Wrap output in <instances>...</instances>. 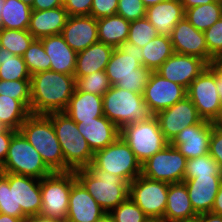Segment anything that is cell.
<instances>
[{
  "instance_id": "1",
  "label": "cell",
  "mask_w": 222,
  "mask_h": 222,
  "mask_svg": "<svg viewBox=\"0 0 222 222\" xmlns=\"http://www.w3.org/2000/svg\"><path fill=\"white\" fill-rule=\"evenodd\" d=\"M74 75L52 70L35 73L31 76L30 113L48 115L64 112L76 89Z\"/></svg>"
},
{
  "instance_id": "2",
  "label": "cell",
  "mask_w": 222,
  "mask_h": 222,
  "mask_svg": "<svg viewBox=\"0 0 222 222\" xmlns=\"http://www.w3.org/2000/svg\"><path fill=\"white\" fill-rule=\"evenodd\" d=\"M105 72L112 86L138 94H143L152 73L143 66L142 48L128 40L114 48Z\"/></svg>"
},
{
  "instance_id": "3",
  "label": "cell",
  "mask_w": 222,
  "mask_h": 222,
  "mask_svg": "<svg viewBox=\"0 0 222 222\" xmlns=\"http://www.w3.org/2000/svg\"><path fill=\"white\" fill-rule=\"evenodd\" d=\"M19 131L38 151L45 164L53 172L72 171L65 164L61 145L52 121L47 115L30 114L20 126Z\"/></svg>"
},
{
  "instance_id": "4",
  "label": "cell",
  "mask_w": 222,
  "mask_h": 222,
  "mask_svg": "<svg viewBox=\"0 0 222 222\" xmlns=\"http://www.w3.org/2000/svg\"><path fill=\"white\" fill-rule=\"evenodd\" d=\"M76 179L105 212H111L129 197V183L104 170H74Z\"/></svg>"
},
{
  "instance_id": "5",
  "label": "cell",
  "mask_w": 222,
  "mask_h": 222,
  "mask_svg": "<svg viewBox=\"0 0 222 222\" xmlns=\"http://www.w3.org/2000/svg\"><path fill=\"white\" fill-rule=\"evenodd\" d=\"M47 116L52 121L55 134L61 145L65 164L72 171L90 166L94 152L79 132L77 123L65 112L51 113Z\"/></svg>"
},
{
  "instance_id": "6",
  "label": "cell",
  "mask_w": 222,
  "mask_h": 222,
  "mask_svg": "<svg viewBox=\"0 0 222 222\" xmlns=\"http://www.w3.org/2000/svg\"><path fill=\"white\" fill-rule=\"evenodd\" d=\"M102 98L104 115L119 129L131 123L145 122L154 116L142 94L113 85Z\"/></svg>"
},
{
  "instance_id": "7",
  "label": "cell",
  "mask_w": 222,
  "mask_h": 222,
  "mask_svg": "<svg viewBox=\"0 0 222 222\" xmlns=\"http://www.w3.org/2000/svg\"><path fill=\"white\" fill-rule=\"evenodd\" d=\"M88 170H104L129 184L142 173V164L124 139L119 136L112 144L94 152Z\"/></svg>"
},
{
  "instance_id": "8",
  "label": "cell",
  "mask_w": 222,
  "mask_h": 222,
  "mask_svg": "<svg viewBox=\"0 0 222 222\" xmlns=\"http://www.w3.org/2000/svg\"><path fill=\"white\" fill-rule=\"evenodd\" d=\"M0 171L30 176L40 180L53 173L38 151L20 131L13 134L7 156L0 167Z\"/></svg>"
},
{
  "instance_id": "9",
  "label": "cell",
  "mask_w": 222,
  "mask_h": 222,
  "mask_svg": "<svg viewBox=\"0 0 222 222\" xmlns=\"http://www.w3.org/2000/svg\"><path fill=\"white\" fill-rule=\"evenodd\" d=\"M74 171L53 172L40 180L41 216L66 221L71 186L76 181Z\"/></svg>"
},
{
  "instance_id": "10",
  "label": "cell",
  "mask_w": 222,
  "mask_h": 222,
  "mask_svg": "<svg viewBox=\"0 0 222 222\" xmlns=\"http://www.w3.org/2000/svg\"><path fill=\"white\" fill-rule=\"evenodd\" d=\"M120 136L141 164L169 144L161 132L158 119L155 116L145 122L123 126L120 129Z\"/></svg>"
},
{
  "instance_id": "11",
  "label": "cell",
  "mask_w": 222,
  "mask_h": 222,
  "mask_svg": "<svg viewBox=\"0 0 222 222\" xmlns=\"http://www.w3.org/2000/svg\"><path fill=\"white\" fill-rule=\"evenodd\" d=\"M187 159L170 143L142 164L144 177L168 184L184 181Z\"/></svg>"
},
{
  "instance_id": "12",
  "label": "cell",
  "mask_w": 222,
  "mask_h": 222,
  "mask_svg": "<svg viewBox=\"0 0 222 222\" xmlns=\"http://www.w3.org/2000/svg\"><path fill=\"white\" fill-rule=\"evenodd\" d=\"M169 184L139 175L129 184V197L149 218H164Z\"/></svg>"
},
{
  "instance_id": "13",
  "label": "cell",
  "mask_w": 222,
  "mask_h": 222,
  "mask_svg": "<svg viewBox=\"0 0 222 222\" xmlns=\"http://www.w3.org/2000/svg\"><path fill=\"white\" fill-rule=\"evenodd\" d=\"M187 97L203 120L214 122L221 113L222 102L217 91L216 76L208 66L192 81L187 89Z\"/></svg>"
},
{
  "instance_id": "14",
  "label": "cell",
  "mask_w": 222,
  "mask_h": 222,
  "mask_svg": "<svg viewBox=\"0 0 222 222\" xmlns=\"http://www.w3.org/2000/svg\"><path fill=\"white\" fill-rule=\"evenodd\" d=\"M142 95L145 104L155 116L184 99L187 96V89L152 71Z\"/></svg>"
},
{
  "instance_id": "15",
  "label": "cell",
  "mask_w": 222,
  "mask_h": 222,
  "mask_svg": "<svg viewBox=\"0 0 222 222\" xmlns=\"http://www.w3.org/2000/svg\"><path fill=\"white\" fill-rule=\"evenodd\" d=\"M155 117L158 119L161 132L169 143L184 128L198 124L203 120L187 96L168 109L158 112Z\"/></svg>"
},
{
  "instance_id": "16",
  "label": "cell",
  "mask_w": 222,
  "mask_h": 222,
  "mask_svg": "<svg viewBox=\"0 0 222 222\" xmlns=\"http://www.w3.org/2000/svg\"><path fill=\"white\" fill-rule=\"evenodd\" d=\"M208 64L195 56L174 53L156 72L171 82L177 83L186 89L199 76Z\"/></svg>"
},
{
  "instance_id": "17",
  "label": "cell",
  "mask_w": 222,
  "mask_h": 222,
  "mask_svg": "<svg viewBox=\"0 0 222 222\" xmlns=\"http://www.w3.org/2000/svg\"><path fill=\"white\" fill-rule=\"evenodd\" d=\"M14 184L15 211H22L27 218L39 215L42 209L40 179L1 172Z\"/></svg>"
},
{
  "instance_id": "18",
  "label": "cell",
  "mask_w": 222,
  "mask_h": 222,
  "mask_svg": "<svg viewBox=\"0 0 222 222\" xmlns=\"http://www.w3.org/2000/svg\"><path fill=\"white\" fill-rule=\"evenodd\" d=\"M212 129L213 122L202 120L198 124L184 128L170 144L186 159L204 156L209 153Z\"/></svg>"
},
{
  "instance_id": "19",
  "label": "cell",
  "mask_w": 222,
  "mask_h": 222,
  "mask_svg": "<svg viewBox=\"0 0 222 222\" xmlns=\"http://www.w3.org/2000/svg\"><path fill=\"white\" fill-rule=\"evenodd\" d=\"M175 53L198 57L209 63L205 34L184 17L173 28L170 36Z\"/></svg>"
},
{
  "instance_id": "20",
  "label": "cell",
  "mask_w": 222,
  "mask_h": 222,
  "mask_svg": "<svg viewBox=\"0 0 222 222\" xmlns=\"http://www.w3.org/2000/svg\"><path fill=\"white\" fill-rule=\"evenodd\" d=\"M61 35L76 52H81L99 42L97 19L88 16H69Z\"/></svg>"
},
{
  "instance_id": "21",
  "label": "cell",
  "mask_w": 222,
  "mask_h": 222,
  "mask_svg": "<svg viewBox=\"0 0 222 222\" xmlns=\"http://www.w3.org/2000/svg\"><path fill=\"white\" fill-rule=\"evenodd\" d=\"M104 213L102 207L76 180L69 194L66 222H97Z\"/></svg>"
},
{
  "instance_id": "22",
  "label": "cell",
  "mask_w": 222,
  "mask_h": 222,
  "mask_svg": "<svg viewBox=\"0 0 222 222\" xmlns=\"http://www.w3.org/2000/svg\"><path fill=\"white\" fill-rule=\"evenodd\" d=\"M193 210L197 215L212 210L222 176H198L184 179Z\"/></svg>"
},
{
  "instance_id": "23",
  "label": "cell",
  "mask_w": 222,
  "mask_h": 222,
  "mask_svg": "<svg viewBox=\"0 0 222 222\" xmlns=\"http://www.w3.org/2000/svg\"><path fill=\"white\" fill-rule=\"evenodd\" d=\"M77 128L93 152L107 147L120 136V129L105 115L93 120H81Z\"/></svg>"
},
{
  "instance_id": "24",
  "label": "cell",
  "mask_w": 222,
  "mask_h": 222,
  "mask_svg": "<svg viewBox=\"0 0 222 222\" xmlns=\"http://www.w3.org/2000/svg\"><path fill=\"white\" fill-rule=\"evenodd\" d=\"M69 14L64 6L46 10H32L28 31L35 39L62 33Z\"/></svg>"
},
{
  "instance_id": "25",
  "label": "cell",
  "mask_w": 222,
  "mask_h": 222,
  "mask_svg": "<svg viewBox=\"0 0 222 222\" xmlns=\"http://www.w3.org/2000/svg\"><path fill=\"white\" fill-rule=\"evenodd\" d=\"M184 17L181 0H166L146 8V18L160 35L170 37L174 26Z\"/></svg>"
},
{
  "instance_id": "26",
  "label": "cell",
  "mask_w": 222,
  "mask_h": 222,
  "mask_svg": "<svg viewBox=\"0 0 222 222\" xmlns=\"http://www.w3.org/2000/svg\"><path fill=\"white\" fill-rule=\"evenodd\" d=\"M45 52L50 57V70L74 75L77 53L65 42L64 37L51 35L40 39Z\"/></svg>"
},
{
  "instance_id": "27",
  "label": "cell",
  "mask_w": 222,
  "mask_h": 222,
  "mask_svg": "<svg viewBox=\"0 0 222 222\" xmlns=\"http://www.w3.org/2000/svg\"><path fill=\"white\" fill-rule=\"evenodd\" d=\"M114 47L97 42L77 53L74 77H82L93 72L105 71Z\"/></svg>"
},
{
  "instance_id": "28",
  "label": "cell",
  "mask_w": 222,
  "mask_h": 222,
  "mask_svg": "<svg viewBox=\"0 0 222 222\" xmlns=\"http://www.w3.org/2000/svg\"><path fill=\"white\" fill-rule=\"evenodd\" d=\"M64 112L76 123H80L81 120H93V118L104 116L103 98L75 89Z\"/></svg>"
},
{
  "instance_id": "29",
  "label": "cell",
  "mask_w": 222,
  "mask_h": 222,
  "mask_svg": "<svg viewBox=\"0 0 222 222\" xmlns=\"http://www.w3.org/2000/svg\"><path fill=\"white\" fill-rule=\"evenodd\" d=\"M196 215L185 183L180 182L169 184L164 218L169 222H174L185 218H191Z\"/></svg>"
},
{
  "instance_id": "30",
  "label": "cell",
  "mask_w": 222,
  "mask_h": 222,
  "mask_svg": "<svg viewBox=\"0 0 222 222\" xmlns=\"http://www.w3.org/2000/svg\"><path fill=\"white\" fill-rule=\"evenodd\" d=\"M99 42L118 47L128 38L130 21L122 16H114L97 19Z\"/></svg>"
},
{
  "instance_id": "31",
  "label": "cell",
  "mask_w": 222,
  "mask_h": 222,
  "mask_svg": "<svg viewBox=\"0 0 222 222\" xmlns=\"http://www.w3.org/2000/svg\"><path fill=\"white\" fill-rule=\"evenodd\" d=\"M31 13V6L21 0H4L0 13V28L28 29Z\"/></svg>"
},
{
  "instance_id": "32",
  "label": "cell",
  "mask_w": 222,
  "mask_h": 222,
  "mask_svg": "<svg viewBox=\"0 0 222 222\" xmlns=\"http://www.w3.org/2000/svg\"><path fill=\"white\" fill-rule=\"evenodd\" d=\"M174 53L171 38L159 34L142 47L143 66L156 71Z\"/></svg>"
},
{
  "instance_id": "33",
  "label": "cell",
  "mask_w": 222,
  "mask_h": 222,
  "mask_svg": "<svg viewBox=\"0 0 222 222\" xmlns=\"http://www.w3.org/2000/svg\"><path fill=\"white\" fill-rule=\"evenodd\" d=\"M222 17V4L212 2L185 10V18L197 30L204 32Z\"/></svg>"
},
{
  "instance_id": "34",
  "label": "cell",
  "mask_w": 222,
  "mask_h": 222,
  "mask_svg": "<svg viewBox=\"0 0 222 222\" xmlns=\"http://www.w3.org/2000/svg\"><path fill=\"white\" fill-rule=\"evenodd\" d=\"M30 111L17 99L0 95V122L7 128L19 131Z\"/></svg>"
},
{
  "instance_id": "35",
  "label": "cell",
  "mask_w": 222,
  "mask_h": 222,
  "mask_svg": "<svg viewBox=\"0 0 222 222\" xmlns=\"http://www.w3.org/2000/svg\"><path fill=\"white\" fill-rule=\"evenodd\" d=\"M0 79L7 81L31 80L22 56H16L0 47Z\"/></svg>"
},
{
  "instance_id": "36",
  "label": "cell",
  "mask_w": 222,
  "mask_h": 222,
  "mask_svg": "<svg viewBox=\"0 0 222 222\" xmlns=\"http://www.w3.org/2000/svg\"><path fill=\"white\" fill-rule=\"evenodd\" d=\"M35 40L27 30L0 28V47H3L16 56H23L31 43Z\"/></svg>"
},
{
  "instance_id": "37",
  "label": "cell",
  "mask_w": 222,
  "mask_h": 222,
  "mask_svg": "<svg viewBox=\"0 0 222 222\" xmlns=\"http://www.w3.org/2000/svg\"><path fill=\"white\" fill-rule=\"evenodd\" d=\"M198 176H222L219 164L209 153L186 161L184 179Z\"/></svg>"
},
{
  "instance_id": "38",
  "label": "cell",
  "mask_w": 222,
  "mask_h": 222,
  "mask_svg": "<svg viewBox=\"0 0 222 222\" xmlns=\"http://www.w3.org/2000/svg\"><path fill=\"white\" fill-rule=\"evenodd\" d=\"M22 57L31 76L38 72L50 70V57L45 52L40 39H35Z\"/></svg>"
},
{
  "instance_id": "39",
  "label": "cell",
  "mask_w": 222,
  "mask_h": 222,
  "mask_svg": "<svg viewBox=\"0 0 222 222\" xmlns=\"http://www.w3.org/2000/svg\"><path fill=\"white\" fill-rule=\"evenodd\" d=\"M76 90L103 96L112 86L105 71H97L92 74L75 77Z\"/></svg>"
},
{
  "instance_id": "40",
  "label": "cell",
  "mask_w": 222,
  "mask_h": 222,
  "mask_svg": "<svg viewBox=\"0 0 222 222\" xmlns=\"http://www.w3.org/2000/svg\"><path fill=\"white\" fill-rule=\"evenodd\" d=\"M0 95L19 100L30 111L31 80L7 81L0 79Z\"/></svg>"
},
{
  "instance_id": "41",
  "label": "cell",
  "mask_w": 222,
  "mask_h": 222,
  "mask_svg": "<svg viewBox=\"0 0 222 222\" xmlns=\"http://www.w3.org/2000/svg\"><path fill=\"white\" fill-rule=\"evenodd\" d=\"M159 33L146 17L130 21L127 40L142 48Z\"/></svg>"
},
{
  "instance_id": "42",
  "label": "cell",
  "mask_w": 222,
  "mask_h": 222,
  "mask_svg": "<svg viewBox=\"0 0 222 222\" xmlns=\"http://www.w3.org/2000/svg\"><path fill=\"white\" fill-rule=\"evenodd\" d=\"M0 213L20 218L23 222L26 217L22 211H15L14 184H9L8 178L0 172Z\"/></svg>"
},
{
  "instance_id": "43",
  "label": "cell",
  "mask_w": 222,
  "mask_h": 222,
  "mask_svg": "<svg viewBox=\"0 0 222 222\" xmlns=\"http://www.w3.org/2000/svg\"><path fill=\"white\" fill-rule=\"evenodd\" d=\"M110 214L115 222H147L149 219L130 197L113 209Z\"/></svg>"
},
{
  "instance_id": "44",
  "label": "cell",
  "mask_w": 222,
  "mask_h": 222,
  "mask_svg": "<svg viewBox=\"0 0 222 222\" xmlns=\"http://www.w3.org/2000/svg\"><path fill=\"white\" fill-rule=\"evenodd\" d=\"M209 52V62L213 57L222 56V17L204 31Z\"/></svg>"
},
{
  "instance_id": "45",
  "label": "cell",
  "mask_w": 222,
  "mask_h": 222,
  "mask_svg": "<svg viewBox=\"0 0 222 222\" xmlns=\"http://www.w3.org/2000/svg\"><path fill=\"white\" fill-rule=\"evenodd\" d=\"M117 15L134 21L146 17V7L141 0H118Z\"/></svg>"
},
{
  "instance_id": "46",
  "label": "cell",
  "mask_w": 222,
  "mask_h": 222,
  "mask_svg": "<svg viewBox=\"0 0 222 222\" xmlns=\"http://www.w3.org/2000/svg\"><path fill=\"white\" fill-rule=\"evenodd\" d=\"M118 8V0H93L90 16L95 19L114 16Z\"/></svg>"
},
{
  "instance_id": "47",
  "label": "cell",
  "mask_w": 222,
  "mask_h": 222,
  "mask_svg": "<svg viewBox=\"0 0 222 222\" xmlns=\"http://www.w3.org/2000/svg\"><path fill=\"white\" fill-rule=\"evenodd\" d=\"M93 0H63L64 9L69 16L90 15Z\"/></svg>"
},
{
  "instance_id": "48",
  "label": "cell",
  "mask_w": 222,
  "mask_h": 222,
  "mask_svg": "<svg viewBox=\"0 0 222 222\" xmlns=\"http://www.w3.org/2000/svg\"><path fill=\"white\" fill-rule=\"evenodd\" d=\"M209 154L216 160L222 170V131L217 129L214 123L210 138Z\"/></svg>"
},
{
  "instance_id": "49",
  "label": "cell",
  "mask_w": 222,
  "mask_h": 222,
  "mask_svg": "<svg viewBox=\"0 0 222 222\" xmlns=\"http://www.w3.org/2000/svg\"><path fill=\"white\" fill-rule=\"evenodd\" d=\"M208 67L216 76L217 91L222 102V56L213 57L208 63Z\"/></svg>"
},
{
  "instance_id": "50",
  "label": "cell",
  "mask_w": 222,
  "mask_h": 222,
  "mask_svg": "<svg viewBox=\"0 0 222 222\" xmlns=\"http://www.w3.org/2000/svg\"><path fill=\"white\" fill-rule=\"evenodd\" d=\"M15 132L16 130L6 128L2 133H0V167L5 161L11 139Z\"/></svg>"
},
{
  "instance_id": "51",
  "label": "cell",
  "mask_w": 222,
  "mask_h": 222,
  "mask_svg": "<svg viewBox=\"0 0 222 222\" xmlns=\"http://www.w3.org/2000/svg\"><path fill=\"white\" fill-rule=\"evenodd\" d=\"M63 6V0H34L32 10L54 9Z\"/></svg>"
},
{
  "instance_id": "52",
  "label": "cell",
  "mask_w": 222,
  "mask_h": 222,
  "mask_svg": "<svg viewBox=\"0 0 222 222\" xmlns=\"http://www.w3.org/2000/svg\"><path fill=\"white\" fill-rule=\"evenodd\" d=\"M211 212L222 215V182L215 197V202Z\"/></svg>"
},
{
  "instance_id": "53",
  "label": "cell",
  "mask_w": 222,
  "mask_h": 222,
  "mask_svg": "<svg viewBox=\"0 0 222 222\" xmlns=\"http://www.w3.org/2000/svg\"><path fill=\"white\" fill-rule=\"evenodd\" d=\"M200 222H222V215L208 212L199 214Z\"/></svg>"
},
{
  "instance_id": "54",
  "label": "cell",
  "mask_w": 222,
  "mask_h": 222,
  "mask_svg": "<svg viewBox=\"0 0 222 222\" xmlns=\"http://www.w3.org/2000/svg\"><path fill=\"white\" fill-rule=\"evenodd\" d=\"M214 2L213 0H181L184 9Z\"/></svg>"
},
{
  "instance_id": "55",
  "label": "cell",
  "mask_w": 222,
  "mask_h": 222,
  "mask_svg": "<svg viewBox=\"0 0 222 222\" xmlns=\"http://www.w3.org/2000/svg\"><path fill=\"white\" fill-rule=\"evenodd\" d=\"M24 222H62V221L53 218L43 217L41 215H34L27 217Z\"/></svg>"
},
{
  "instance_id": "56",
  "label": "cell",
  "mask_w": 222,
  "mask_h": 222,
  "mask_svg": "<svg viewBox=\"0 0 222 222\" xmlns=\"http://www.w3.org/2000/svg\"><path fill=\"white\" fill-rule=\"evenodd\" d=\"M0 222H23L20 218L0 213Z\"/></svg>"
},
{
  "instance_id": "57",
  "label": "cell",
  "mask_w": 222,
  "mask_h": 222,
  "mask_svg": "<svg viewBox=\"0 0 222 222\" xmlns=\"http://www.w3.org/2000/svg\"><path fill=\"white\" fill-rule=\"evenodd\" d=\"M97 222H115V219L109 212H105Z\"/></svg>"
},
{
  "instance_id": "58",
  "label": "cell",
  "mask_w": 222,
  "mask_h": 222,
  "mask_svg": "<svg viewBox=\"0 0 222 222\" xmlns=\"http://www.w3.org/2000/svg\"><path fill=\"white\" fill-rule=\"evenodd\" d=\"M144 4V6L147 8V7H150L152 5H156L160 2H163V1H166V0H141Z\"/></svg>"
},
{
  "instance_id": "59",
  "label": "cell",
  "mask_w": 222,
  "mask_h": 222,
  "mask_svg": "<svg viewBox=\"0 0 222 222\" xmlns=\"http://www.w3.org/2000/svg\"><path fill=\"white\" fill-rule=\"evenodd\" d=\"M213 123L217 129L222 131V110H221V113L219 114L218 118Z\"/></svg>"
},
{
  "instance_id": "60",
  "label": "cell",
  "mask_w": 222,
  "mask_h": 222,
  "mask_svg": "<svg viewBox=\"0 0 222 222\" xmlns=\"http://www.w3.org/2000/svg\"><path fill=\"white\" fill-rule=\"evenodd\" d=\"M174 222H200V217H199V215H196L191 218H185L183 220H178V221H174Z\"/></svg>"
},
{
  "instance_id": "61",
  "label": "cell",
  "mask_w": 222,
  "mask_h": 222,
  "mask_svg": "<svg viewBox=\"0 0 222 222\" xmlns=\"http://www.w3.org/2000/svg\"><path fill=\"white\" fill-rule=\"evenodd\" d=\"M147 222H169L165 218H149Z\"/></svg>"
},
{
  "instance_id": "62",
  "label": "cell",
  "mask_w": 222,
  "mask_h": 222,
  "mask_svg": "<svg viewBox=\"0 0 222 222\" xmlns=\"http://www.w3.org/2000/svg\"><path fill=\"white\" fill-rule=\"evenodd\" d=\"M24 3H27L28 5L32 6L34 3V0H21Z\"/></svg>"
},
{
  "instance_id": "63",
  "label": "cell",
  "mask_w": 222,
  "mask_h": 222,
  "mask_svg": "<svg viewBox=\"0 0 222 222\" xmlns=\"http://www.w3.org/2000/svg\"><path fill=\"white\" fill-rule=\"evenodd\" d=\"M7 127L0 122V133H2Z\"/></svg>"
},
{
  "instance_id": "64",
  "label": "cell",
  "mask_w": 222,
  "mask_h": 222,
  "mask_svg": "<svg viewBox=\"0 0 222 222\" xmlns=\"http://www.w3.org/2000/svg\"><path fill=\"white\" fill-rule=\"evenodd\" d=\"M3 3H4V0H0V13L2 11Z\"/></svg>"
},
{
  "instance_id": "65",
  "label": "cell",
  "mask_w": 222,
  "mask_h": 222,
  "mask_svg": "<svg viewBox=\"0 0 222 222\" xmlns=\"http://www.w3.org/2000/svg\"><path fill=\"white\" fill-rule=\"evenodd\" d=\"M214 2H218L222 4V0H213Z\"/></svg>"
}]
</instances>
